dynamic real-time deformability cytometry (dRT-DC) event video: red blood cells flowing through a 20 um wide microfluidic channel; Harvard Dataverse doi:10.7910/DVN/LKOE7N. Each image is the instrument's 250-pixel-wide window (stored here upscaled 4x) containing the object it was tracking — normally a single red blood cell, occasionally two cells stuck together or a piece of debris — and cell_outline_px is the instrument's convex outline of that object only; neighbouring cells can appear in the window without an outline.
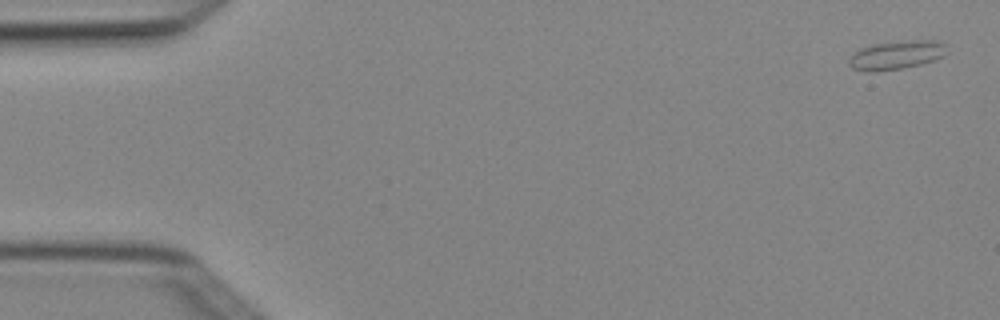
{"species": "Egyptian fruit bat (a non-hibernating species)", "species_latin": "Rousettus aegyptiacus", "temperature_condition": "cold", "stored_images_in_passage": 7, "camera_frame_rate_fps": 3000, "um_per_image_px": 0.085, "animal": {"sex": "female"}, "frame": {"image": 1, "passage_image": 1, "time_ms": 0.0, "image_size_px": [1000, 320], "cell_outline_px": [[944, 56], [936, 60], [920, 64], [900, 68], [876, 72], [868, 72], [852, 68], [848, 64], [848, 60], [860, 48], [872, 44], [908, 40], [936, 40], [944, 44]], "centroid_in_image_um": [76.16, 4.68], "position_along_channel_um": 8.8, "area_um2": 16.24}}
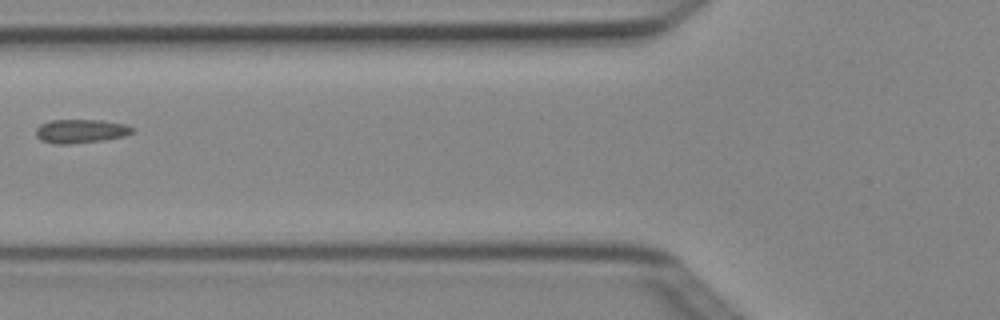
{"frame": {"image": 2, "passage_image": 6, "time_ms": 1.667, "image_size_px": [1000, 320], "cell_outline_px": [[136, 132], [124, 136], [104, 140], [68, 144], [52, 144], [40, 140], [36, 136], [36, 128], [40, 124], [48, 120], [100, 120], [128, 124], [136, 128]], "centroid_in_image_um": [6.89, 11.14], "position_along_channel_um": 118.9, "area_um2": 13.7}}
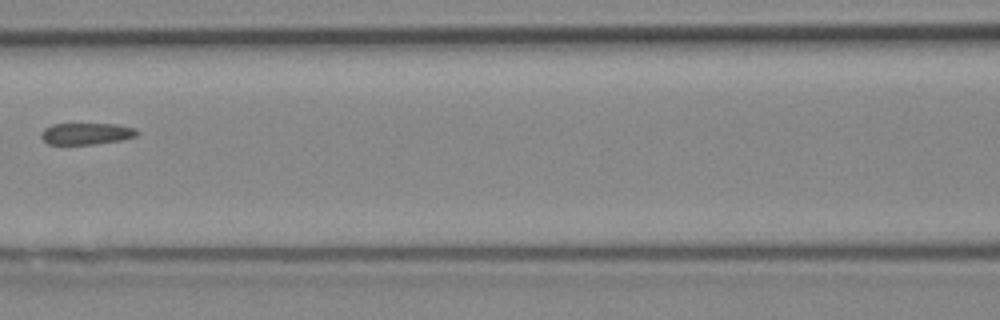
{"frame": {"image": 3, "passage_image": 7, "time_ms": 2.0, "image_size_px": [1000, 320], "cell_outline_px": [[140, 132], [136, 136], [120, 140], [92, 144], [48, 144], [40, 136], [40, 132], [44, 128], [52, 124], [116, 124], [136, 128]], "centroid_in_image_um": [7.34, 11.35], "position_along_channel_um": 159.3, "area_um2": 12.08}}